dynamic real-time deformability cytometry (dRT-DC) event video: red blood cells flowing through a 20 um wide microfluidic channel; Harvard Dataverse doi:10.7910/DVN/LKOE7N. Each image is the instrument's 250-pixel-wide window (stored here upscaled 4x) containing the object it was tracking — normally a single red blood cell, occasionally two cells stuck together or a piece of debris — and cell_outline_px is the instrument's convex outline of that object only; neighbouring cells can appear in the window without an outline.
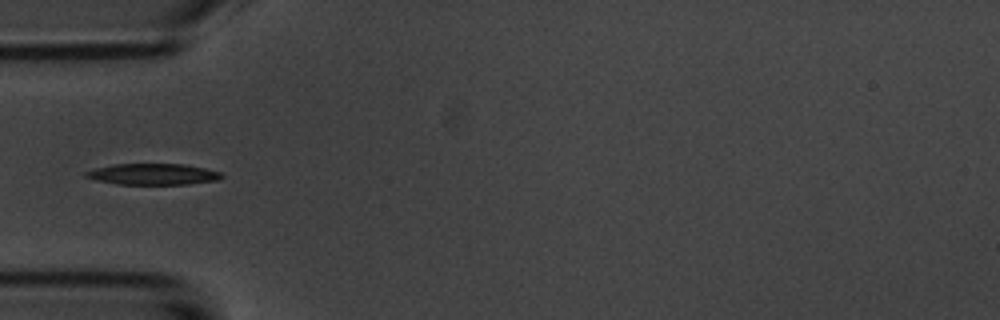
{"species": "common noctule bat (a hibernating species)", "species_latin": "Nyctalus noctula", "temperature_condition": "room temperature", "stored_images_in_passage": 5, "camera_frame_rate_fps": 3000, "um_per_image_px": 0.085, "animal": {"sex": "male", "body_mass_g": 20.1, "forearm_length_mm": 53.5}, "frame": {"image": 1, "passage_image": 5, "time_ms": 4.667, "image_size_px": [1000, 320], "cell_outline_px": [[224, 176], [216, 180], [188, 184], [116, 184], [84, 176], [84, 172], [96, 168], [112, 164], [184, 164], [204, 168], [220, 172]], "centroid_in_image_um": [13.0, 14.8], "position_along_channel_um": 72.0, "area_um2": 16.53}}